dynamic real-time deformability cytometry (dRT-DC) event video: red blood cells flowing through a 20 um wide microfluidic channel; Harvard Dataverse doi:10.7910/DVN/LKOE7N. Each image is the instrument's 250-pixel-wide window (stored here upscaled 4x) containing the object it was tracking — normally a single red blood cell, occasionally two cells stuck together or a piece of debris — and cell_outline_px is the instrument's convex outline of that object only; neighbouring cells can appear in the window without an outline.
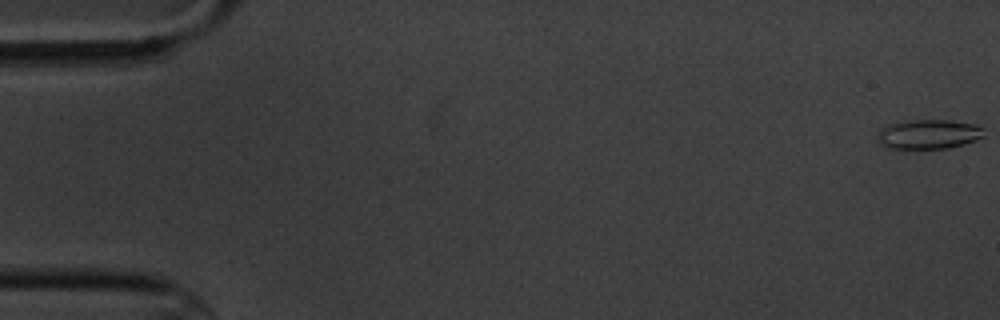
{"species": "common noctule bat (a hibernating species)", "species_latin": "Nyctalus noctula", "temperature_condition": "cold", "stored_images_in_passage": 13, "camera_frame_rate_fps": 3000, "um_per_image_px": 0.085, "animal": {"sex": "male", "body_mass_g": 20.1, "forearm_length_mm": 53.5}, "frame": {"image": 1, "passage_image": 1, "time_ms": 0.0, "image_size_px": [1000, 320], "cell_outline_px": [[984, 136], [976, 140], [964, 144], [948, 148], [892, 148], [884, 144], [876, 136], [880, 128], [892, 124], [912, 120], [948, 120], [972, 124], [984, 128]], "centroid_in_image_um": [78.98, 11.4], "position_along_channel_um": 6.0, "area_um2": 17.92}}
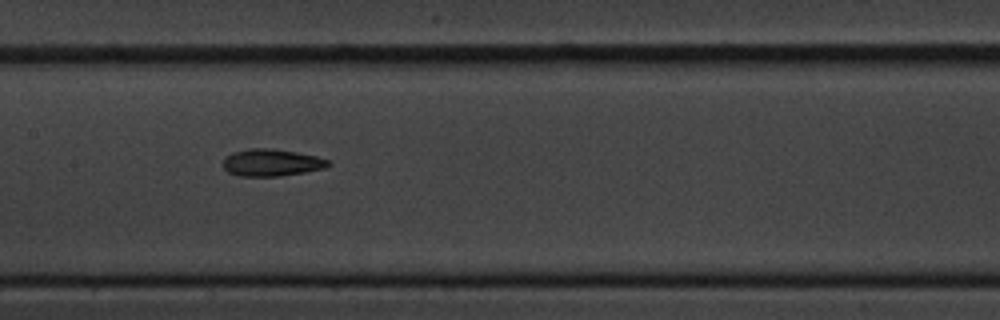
{"frame": {"image": 2, "passage_image": 9, "time_ms": 9.333, "image_size_px": [1000, 320], "cell_outline_px": [[332, 164], [324, 168], [304, 172], [280, 176], [240, 176], [228, 172], [224, 168], [224, 160], [232, 152], [248, 148], [272, 148], [296, 152], [316, 156], [328, 160]], "centroid_in_image_um": [23.09, 13.81], "position_along_channel_um": 184.3, "area_um2": 16.53}}
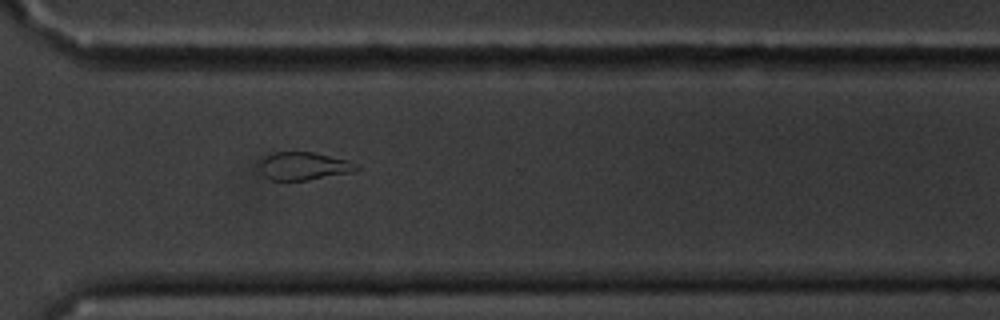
{"frame": {"image": 3, "passage_image": 13, "time_ms": 14.0, "image_size_px": [1000, 320], "cell_outline_px": [[360, 168], [352, 172], [308, 180], [272, 180], [264, 176], [260, 168], [260, 160], [276, 152], [312, 152], [348, 160]], "centroid_in_image_um": [25.81, 14.12], "position_along_channel_um": 344.8, "area_um2": 15.49}}